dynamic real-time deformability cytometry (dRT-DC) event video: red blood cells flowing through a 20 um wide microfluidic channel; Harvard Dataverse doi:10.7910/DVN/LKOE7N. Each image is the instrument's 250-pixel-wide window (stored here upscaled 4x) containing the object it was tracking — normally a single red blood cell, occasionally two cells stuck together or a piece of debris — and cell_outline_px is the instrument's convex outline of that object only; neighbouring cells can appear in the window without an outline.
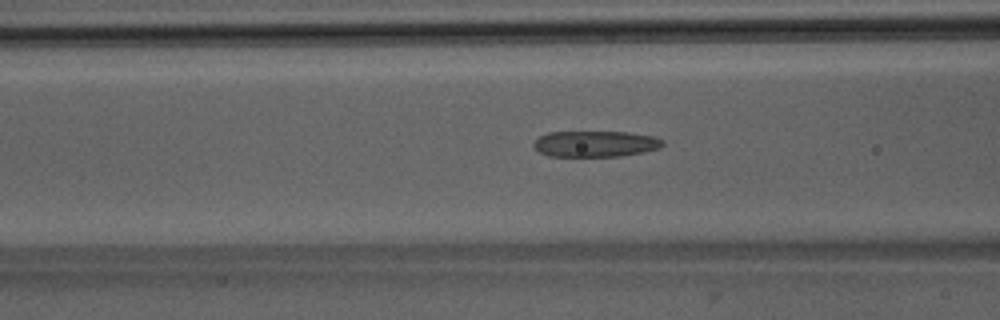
{"species": "Egyptian fruit bat (a non-hibernating species)", "species_latin": "Rousettus aegyptiacus", "temperature_condition": "room temperature", "stored_images_in_passage": 52, "camera_frame_rate_fps": 3000, "um_per_image_px": 0.085, "animal": {"sex": "male"}, "frame": {"image": 1, "passage_image": 21, "time_ms": 6.667, "image_size_px": [1000, 320], "cell_outline_px": [[664, 144], [660, 148], [644, 152], [620, 156], [548, 156], [540, 152], [532, 144], [540, 136], [548, 132], [628, 132], [652, 136], [664, 140]], "centroid_in_image_um": [50.63, 12.22], "position_along_channel_um": 116.0, "area_um2": 19.54}}
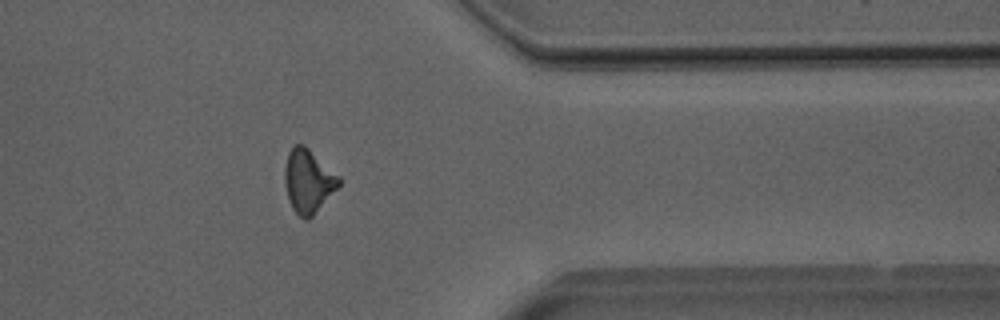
{"frame": {"image": 2, "passage_image": 42, "time_ms": 13.667, "image_size_px": [1000, 320], "cell_outline_px": [[340, 184], [312, 216], [308, 220], [304, 220], [292, 208], [288, 200], [284, 184], [284, 168], [288, 152], [296, 144], [304, 144], [340, 176]], "centroid_in_image_um": [26.17, 15.38], "position_along_channel_um": 385.2, "area_um2": 20.0}}
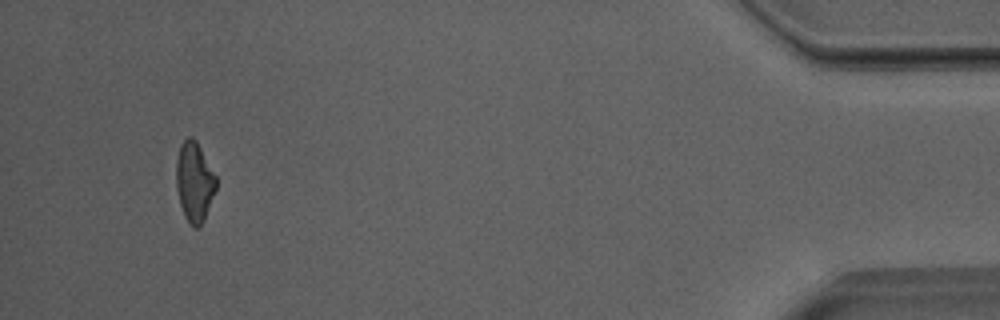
{"frame": {"image": 3, "passage_image": 49, "time_ms": 16.0, "image_size_px": [1000, 320], "cell_outline_px": [[216, 188], [204, 220], [200, 228], [192, 228], [188, 224], [184, 216], [180, 204], [176, 188], [176, 160], [180, 144], [188, 136], [192, 136], [196, 140], [216, 176]], "centroid_in_image_um": [16.5, 15.48], "position_along_channel_um": 418.7, "area_um2": 18.73}, "authors_computed_cell_mechanics": {"area_um2": 20.0277, "velocity_mm_per_s": 4.0261, "shape_relaxation_time_tau1_ms": null, "shape_relaxation_time_tau2_ms": 3.3165, "deformation_change_tau1": null, "deformation_change_tau2": 0.1494}}